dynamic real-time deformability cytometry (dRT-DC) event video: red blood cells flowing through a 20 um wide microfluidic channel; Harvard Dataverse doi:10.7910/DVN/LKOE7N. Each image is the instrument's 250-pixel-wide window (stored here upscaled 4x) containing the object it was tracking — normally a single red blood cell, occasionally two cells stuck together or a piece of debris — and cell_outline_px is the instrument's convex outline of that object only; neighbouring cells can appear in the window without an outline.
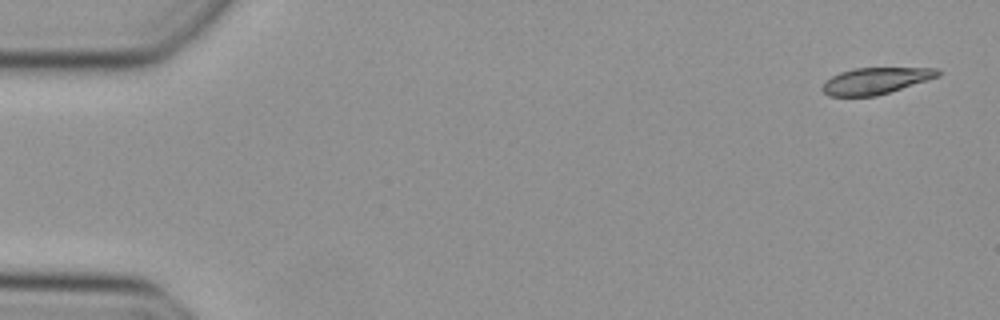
{"species": "Egyptian fruit bat (a non-hibernating species)", "species_latin": "Rousettus aegyptiacus", "temperature_condition": "cold", "stored_images_in_passage": 48, "camera_frame_rate_fps": 3000, "um_per_image_px": 0.085, "animal": {"sex": "female"}, "frame": {"image": 1, "passage_image": 1, "time_ms": 0.0, "image_size_px": [1000, 320], "cell_outline_px": [[944, 72], [940, 76], [928, 80], [876, 96], [828, 96], [820, 88], [824, 80], [840, 72], [856, 68], [936, 68]], "centroid_in_image_um": [74.42, 6.86], "position_along_channel_um": 10.6, "area_um2": 17.92}}
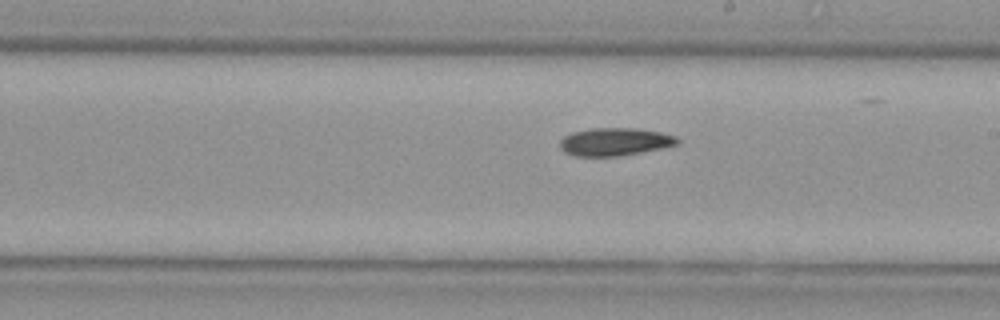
{"frame": {"image": 2, "passage_image": 27, "time_ms": 8.667, "image_size_px": [1000, 320], "cell_outline_px": [[680, 144], [640, 152], [616, 156], [576, 156], [564, 152], [560, 148], [560, 140], [564, 136], [572, 132], [588, 128], [636, 128], [660, 132], [676, 136], [680, 140]], "centroid_in_image_um": [52.24, 12.04], "position_along_channel_um": 236.8, "area_um2": 19.07}}
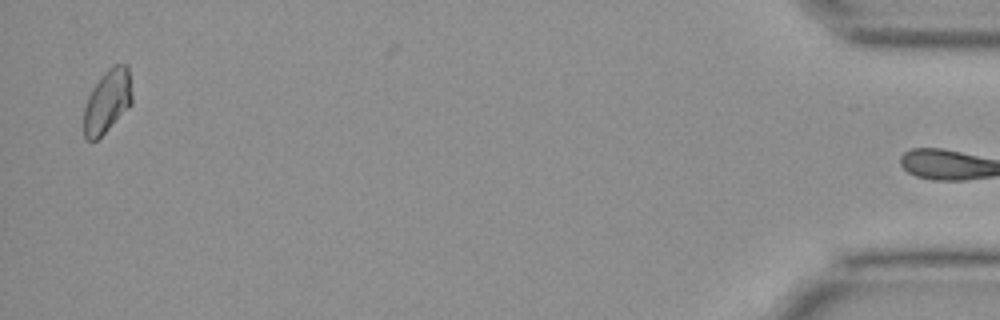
{"frame": {"image": 3, "passage_image": 47, "time_ms": 15.333, "image_size_px": [1000, 320], "cell_outline_px": [[132, 104], [96, 140], [88, 140], [84, 136], [84, 108], [88, 96], [92, 88], [104, 72], [108, 68], [116, 64], [128, 64], [132, 96]], "centroid_in_image_um": [9.13, 8.57], "position_along_channel_um": 426.1, "area_um2": 17.57}}